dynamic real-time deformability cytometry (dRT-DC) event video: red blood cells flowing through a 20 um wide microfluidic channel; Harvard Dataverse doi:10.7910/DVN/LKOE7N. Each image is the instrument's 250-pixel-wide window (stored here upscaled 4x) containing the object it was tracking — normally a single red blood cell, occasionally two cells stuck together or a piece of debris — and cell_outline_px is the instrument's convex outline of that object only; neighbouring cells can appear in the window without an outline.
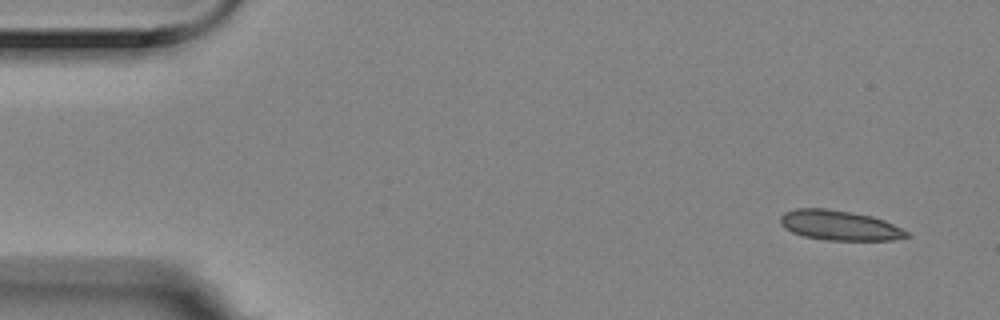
{"species": "Egyptian fruit bat (a non-hibernating species)", "species_latin": "Rousettus aegyptiacus", "temperature_condition": "room temperature", "stored_images_in_passage": 5, "camera_frame_rate_fps": 3000, "um_per_image_px": 0.085, "animal": {"sex": "female"}, "frame": {"image": 1, "passage_image": 1, "time_ms": 0.0, "image_size_px": [1000, 320], "cell_outline_px": [[912, 236], [892, 240], [824, 240], [804, 236], [792, 232], [784, 228], [780, 224], [780, 216], [784, 212], [796, 208], [824, 208], [852, 212], [872, 216], [884, 220], [908, 232]], "centroid_in_image_um": [71.33, 19.15], "position_along_channel_um": 13.7, "area_um2": 22.08}}
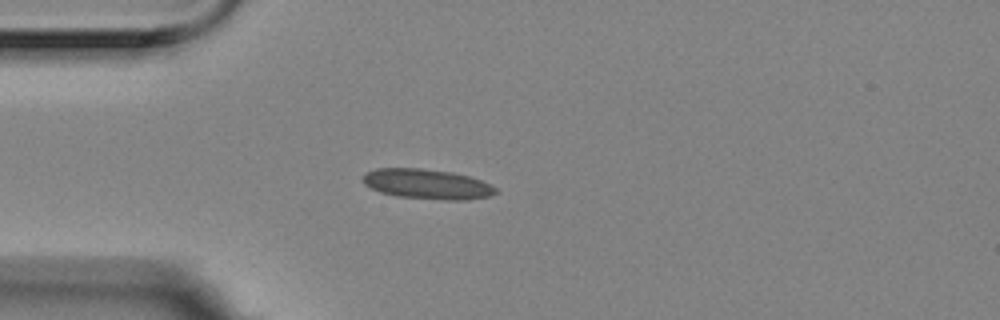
{"frame": {"image": 2, "passage_image": 4, "time_ms": 1.0, "image_size_px": [1000, 320], "cell_outline_px": [[500, 192], [492, 196], [468, 200], [444, 200], [396, 196], [380, 192], [364, 184], [364, 176], [368, 172], [376, 168], [420, 168], [452, 172], [468, 176], [480, 180], [496, 188]], "centroid_in_image_um": [36.35, 15.66], "position_along_channel_um": 48.6, "area_um2": 23.18}}